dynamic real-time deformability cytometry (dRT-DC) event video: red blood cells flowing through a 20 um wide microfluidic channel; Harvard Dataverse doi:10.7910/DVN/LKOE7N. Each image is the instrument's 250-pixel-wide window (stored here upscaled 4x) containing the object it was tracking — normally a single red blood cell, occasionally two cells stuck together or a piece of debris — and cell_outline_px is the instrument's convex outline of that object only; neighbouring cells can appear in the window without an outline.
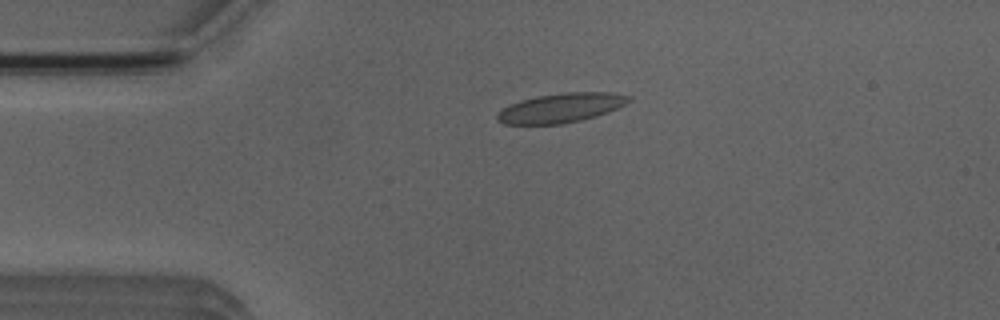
{"species": "Egyptian fruit bat (a non-hibernating species)", "species_latin": "Rousettus aegyptiacus", "temperature_condition": "room temperature", "stored_images_in_passage": 2, "camera_frame_rate_fps": 3000, "um_per_image_px": 0.085, "animal": {"sex": "male"}, "frame": {"image": 1, "passage_image": 1, "time_ms": 0.0, "image_size_px": [1000, 320], "cell_outline_px": [[632, 100], [608, 112], [596, 116], [564, 124], [504, 124], [496, 120], [496, 112], [508, 104], [520, 100], [536, 96], [564, 92], [612, 92], [632, 96]], "centroid_in_image_um": [47.65, 9.16], "position_along_channel_um": 37.4, "area_um2": 22.77}}